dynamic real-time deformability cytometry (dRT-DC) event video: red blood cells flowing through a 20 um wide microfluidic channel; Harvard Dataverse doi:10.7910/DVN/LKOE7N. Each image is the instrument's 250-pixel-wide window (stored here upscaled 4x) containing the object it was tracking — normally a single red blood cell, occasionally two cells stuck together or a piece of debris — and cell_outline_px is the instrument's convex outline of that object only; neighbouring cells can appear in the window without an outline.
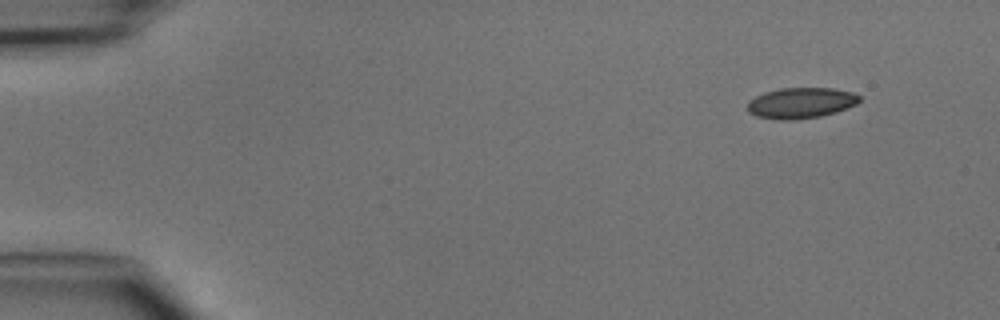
{"species": "common noctule bat (a hibernating species)", "species_latin": "Nyctalus noctula", "temperature_condition": "cold", "stored_images_in_passage": 4, "camera_frame_rate_fps": 3000, "um_per_image_px": 0.085, "animal": {"sex": "male", "body_mass_g": 15.6}, "frame": {"image": 1, "passage_image": 1, "time_ms": 0.0, "image_size_px": [1000, 320], "cell_outline_px": [[860, 100], [856, 104], [836, 112], [820, 116], [792, 120], [780, 120], [756, 116], [748, 112], [748, 100], [764, 92], [780, 88], [832, 88], [852, 92], [860, 96]], "centroid_in_image_um": [68.05, 8.75], "position_along_channel_um": 16.9, "area_um2": 20.06}}